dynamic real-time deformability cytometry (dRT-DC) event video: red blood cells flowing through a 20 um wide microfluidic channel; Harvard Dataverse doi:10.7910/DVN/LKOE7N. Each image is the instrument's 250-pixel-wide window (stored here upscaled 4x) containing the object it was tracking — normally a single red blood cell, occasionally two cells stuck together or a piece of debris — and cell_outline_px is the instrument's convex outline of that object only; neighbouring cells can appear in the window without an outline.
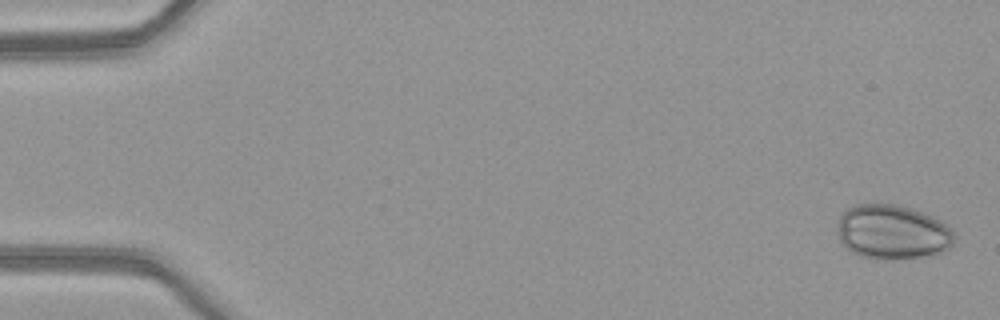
{"species": "common noctule bat (a hibernating species)", "species_latin": "Nyctalus noctula", "temperature_condition": "warm", "stored_images_in_passage": 5, "camera_frame_rate_fps": 3000, "um_per_image_px": 0.085, "animal": {"sex": "female", "body_mass_g": 21.9}, "frame": {"image": 1, "passage_image": 1, "time_ms": 0.0, "image_size_px": [1000, 320], "cell_outline_px": [[956, 236], [952, 244], [944, 252], [920, 256], [892, 260], [884, 260], [860, 256], [844, 248], [836, 232], [840, 216], [848, 208], [856, 204], [892, 204], [912, 208], [932, 216], [948, 224]], "centroid_in_image_um": [75.85, 19.73], "position_along_channel_um": 9.1, "area_um2": 37.45}}